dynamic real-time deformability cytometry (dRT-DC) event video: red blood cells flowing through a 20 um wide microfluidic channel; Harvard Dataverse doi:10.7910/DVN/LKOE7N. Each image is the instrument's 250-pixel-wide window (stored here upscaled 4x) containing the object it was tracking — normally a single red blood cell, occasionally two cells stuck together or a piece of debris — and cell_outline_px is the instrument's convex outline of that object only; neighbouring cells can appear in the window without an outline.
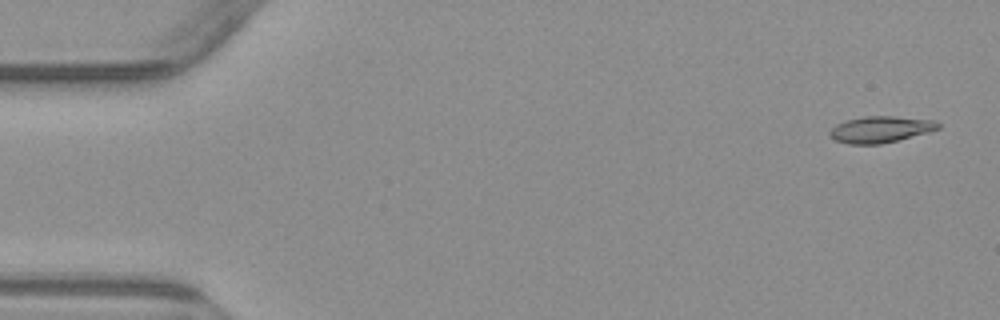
{"species": "common noctule bat (a hibernating species)", "species_latin": "Nyctalus noctula", "temperature_condition": "warm", "stored_images_in_passage": 7, "camera_frame_rate_fps": 3000, "um_per_image_px": 0.085, "animal": {"sex": "male", "body_mass_g": 23.1, "forearm_length_mm": 52.7}, "frame": {"image": 1, "passage_image": 1, "time_ms": 0.0, "image_size_px": [1000, 320], "cell_outline_px": [[940, 128], [928, 132], [880, 144], [848, 144], [836, 140], [828, 132], [836, 124], [848, 120], [864, 116], [892, 116], [932, 120], [940, 124]], "centroid_in_image_um": [74.83, 10.99], "position_along_channel_um": 10.2, "area_um2": 16.36}}
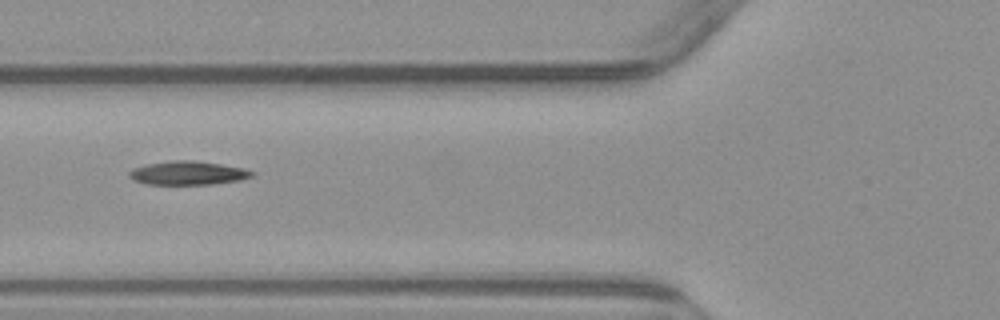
{"frame": {"image": 2, "passage_image": 5, "time_ms": 6.0, "image_size_px": [1000, 320], "cell_outline_px": [[256, 172], [252, 176], [240, 180], [212, 184], [148, 184], [132, 180], [128, 176], [128, 172], [132, 168], [148, 164], [172, 160], [196, 160], [244, 168]], "centroid_in_image_um": [15.96, 14.7], "position_along_channel_um": 109.8, "area_um2": 16.99}}
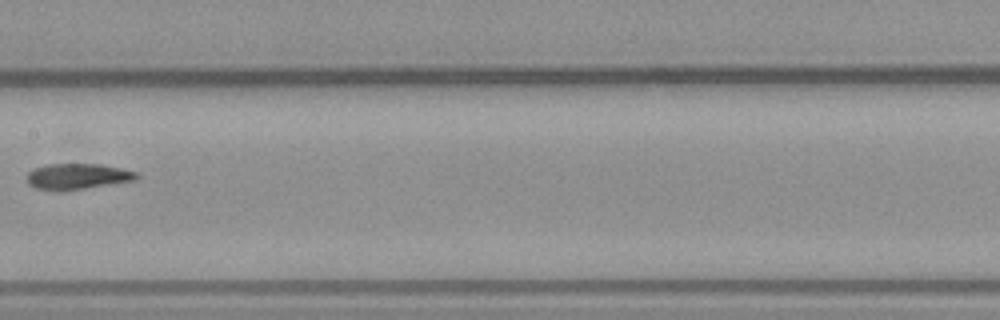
{"frame": {"image": 3, "passage_image": 7, "time_ms": 8.333, "image_size_px": [1000, 320], "cell_outline_px": [[140, 176], [136, 180], [60, 192], [36, 188], [28, 184], [28, 172], [32, 168], [44, 164], [100, 164], [120, 168], [136, 172]], "centroid_in_image_um": [6.55, 15.0], "position_along_channel_um": 200.8, "area_um2": 16.65}}